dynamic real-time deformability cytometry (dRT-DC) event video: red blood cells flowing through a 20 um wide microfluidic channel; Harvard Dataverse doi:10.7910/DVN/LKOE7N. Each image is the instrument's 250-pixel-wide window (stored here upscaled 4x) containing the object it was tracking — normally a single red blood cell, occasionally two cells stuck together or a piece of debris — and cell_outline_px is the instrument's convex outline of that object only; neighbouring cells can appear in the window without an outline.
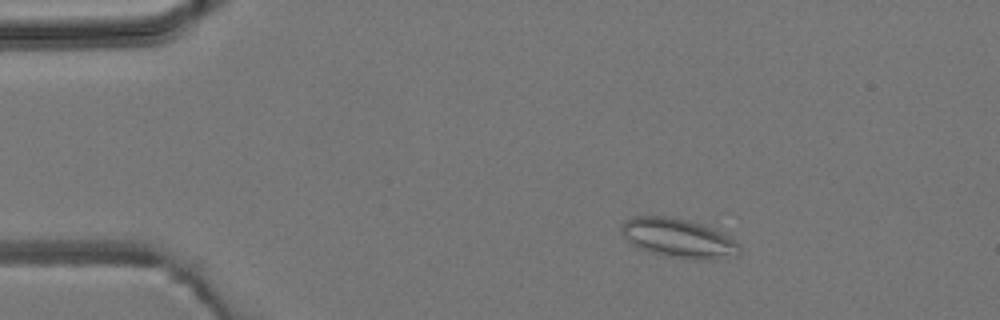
{"species": "common noctule bat (a hibernating species)", "species_latin": "Nyctalus noctula", "temperature_condition": "room temperature", "stored_images_in_passage": 4, "camera_frame_rate_fps": 3000, "um_per_image_px": 0.085, "animal": {"sex": "male", "body_mass_g": 19.2, "forearm_length_mm": 51.8}, "frame": {"image": 1, "passage_image": 2, "time_ms": 2.0, "image_size_px": [1000, 320], "cell_outline_px": [[740, 252], [736, 256], [708, 260], [684, 260], [664, 256], [636, 248], [620, 232], [620, 228], [624, 220], [632, 216], [664, 216], [688, 220], [724, 232], [740, 244]], "centroid_in_image_um": [57.67, 20.26], "position_along_channel_um": 27.3, "area_um2": 27.51}}